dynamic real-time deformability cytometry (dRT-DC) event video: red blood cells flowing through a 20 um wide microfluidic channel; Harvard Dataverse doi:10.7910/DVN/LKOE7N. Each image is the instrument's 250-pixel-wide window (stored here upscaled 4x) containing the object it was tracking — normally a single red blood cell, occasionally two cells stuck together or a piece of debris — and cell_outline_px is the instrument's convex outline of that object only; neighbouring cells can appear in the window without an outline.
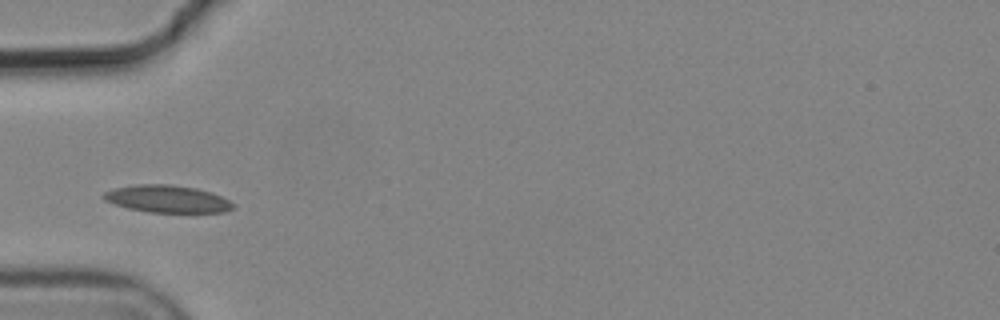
{"species": "common noctule bat (a hibernating species)", "species_latin": "Nyctalus noctula", "temperature_condition": "cold", "stored_images_in_passage": 4, "camera_frame_rate_fps": 3000, "um_per_image_px": 0.085, "animal": {"sex": "male", "body_mass_g": 19.2, "forearm_length_mm": 51.8}, "frame": {"image": 1, "passage_image": 2, "time_ms": 0.333, "image_size_px": [1000, 320], "cell_outline_px": [[236, 204], [232, 208], [224, 212], [148, 212], [128, 208], [104, 200], [100, 196], [104, 192], [116, 188], [136, 184], [172, 184], [196, 188], [212, 192]], "centroid_in_image_um": [14.21, 16.9], "position_along_channel_um": 70.8, "area_um2": 20.58}}
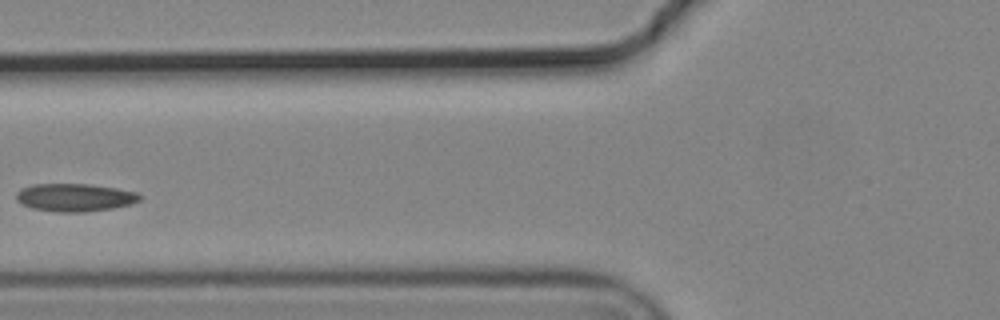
{"frame": {"image": 2, "passage_image": 3, "time_ms": 0.667, "image_size_px": [1000, 320], "cell_outline_px": [[144, 196], [140, 200], [132, 204], [112, 208], [84, 212], [56, 212], [32, 208], [20, 204], [16, 200], [16, 192], [20, 188], [32, 184], [88, 184], [116, 188], [136, 192]], "centroid_in_image_um": [6.34, 16.78], "position_along_channel_um": 119.5, "area_um2": 20.29}}
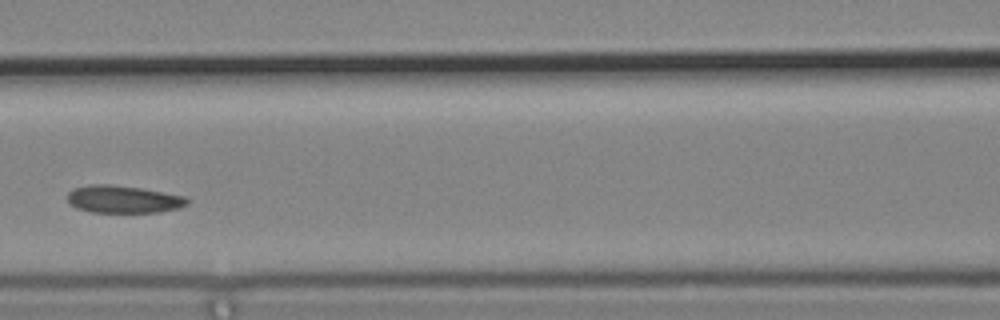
{"frame": {"image": 3, "passage_image": 4, "time_ms": 1.0, "image_size_px": [1000, 320], "cell_outline_px": [[188, 204], [180, 208], [160, 212], [92, 212], [76, 208], [68, 204], [68, 192], [76, 188], [92, 184], [108, 184], [140, 188], [164, 192], [184, 196], [188, 200]], "centroid_in_image_um": [10.48, 16.94], "position_along_channel_um": 156.1, "area_um2": 19.13}}